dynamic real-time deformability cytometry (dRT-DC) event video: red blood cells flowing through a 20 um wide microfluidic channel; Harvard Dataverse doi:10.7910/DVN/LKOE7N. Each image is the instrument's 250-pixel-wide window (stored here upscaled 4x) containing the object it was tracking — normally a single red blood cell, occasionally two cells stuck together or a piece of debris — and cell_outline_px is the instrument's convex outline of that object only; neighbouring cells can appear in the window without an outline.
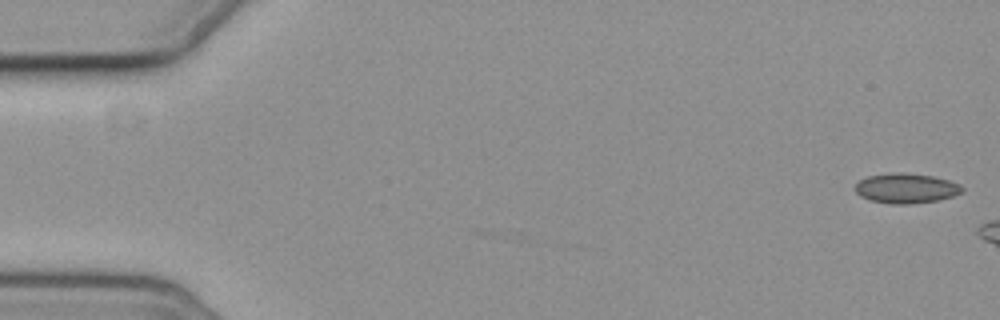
{"species": "common noctule bat (a hibernating species)", "species_latin": "Nyctalus noctula", "temperature_condition": "cold", "stored_images_in_passage": 3, "camera_frame_rate_fps": 3000, "um_per_image_px": 0.085, "animal": {"sex": "female", "body_mass_g": 19.3, "forearm_length_mm": 54.1}, "frame": {"image": 1, "passage_image": 1, "time_ms": 0.0, "image_size_px": [1000, 320], "cell_outline_px": [[964, 192], [940, 200], [912, 204], [892, 204], [868, 200], [860, 196], [852, 188], [860, 180], [868, 176], [888, 172], [904, 172], [932, 176], [948, 180], [960, 184], [964, 188]], "centroid_in_image_um": [77.0, 16.0], "position_along_channel_um": 8.0, "area_um2": 19.02}}